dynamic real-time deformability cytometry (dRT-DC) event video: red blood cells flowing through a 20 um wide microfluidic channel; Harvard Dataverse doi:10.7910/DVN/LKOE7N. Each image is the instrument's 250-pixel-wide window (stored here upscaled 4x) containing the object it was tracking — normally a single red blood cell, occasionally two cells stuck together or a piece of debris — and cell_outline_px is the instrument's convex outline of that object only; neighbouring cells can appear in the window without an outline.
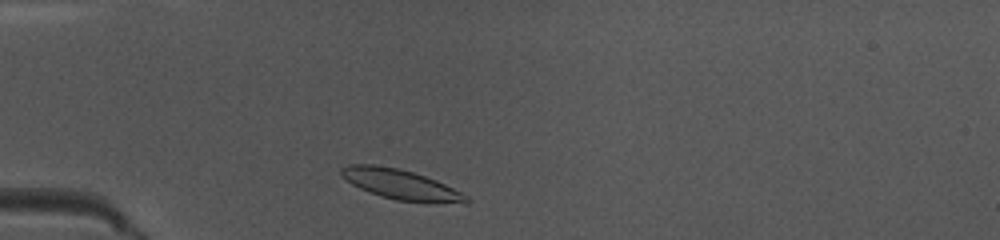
{"species": "common noctule bat (a hibernating species)", "species_latin": "Nyctalus noctula", "temperature_condition": "warm", "stored_images_in_passage": 38, "camera_frame_rate_fps": 3000, "um_per_image_px": 0.085, "animal": {"sex": "female", "body_mass_g": 10.0, "forearm_length_mm": 53.1}, "frame": {"image": 1, "passage_image": 2, "time_ms": 0.333, "image_size_px": [1000, 240], "cell_outline_px": [[472, 200], [468, 204], [432, 204], [396, 200], [380, 196], [360, 188], [352, 184], [340, 172], [340, 168], [348, 164], [372, 164], [396, 168], [412, 172], [436, 180], [468, 196]], "centroid_in_image_um": [34.15, 15.72], "position_along_channel_um": 50.8, "area_um2": 22.08}}
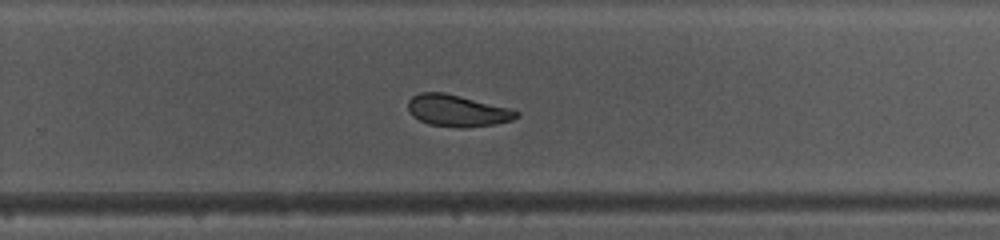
{"frame": {"image": 2, "passage_image": 21, "time_ms": 6.667, "image_size_px": [1000, 240], "cell_outline_px": [[520, 116], [512, 120], [496, 124], [464, 128], [456, 128], [428, 124], [412, 116], [408, 108], [408, 100], [412, 96], [420, 92], [444, 92], [512, 108], [520, 112]], "centroid_in_image_um": [38.9, 9.41], "position_along_channel_um": 290.9, "area_um2": 20.35}}
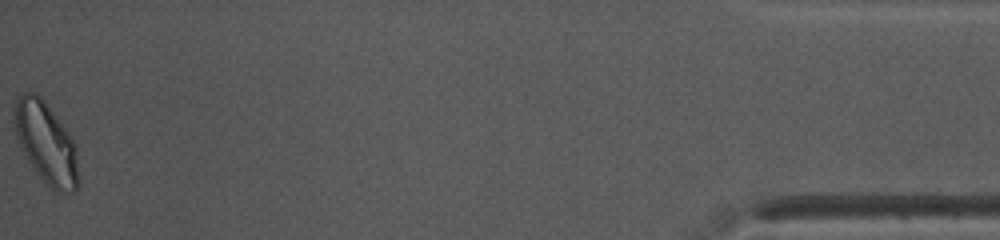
{"frame": {"image": 3, "passage_image": 38, "time_ms": 12.333, "image_size_px": [1000, 240], "cell_outline_px": [[80, 184], [72, 192], [64, 192], [52, 188], [36, 172], [28, 160], [16, 136], [12, 120], [12, 112], [16, 100], [24, 92], [36, 92], [44, 100], [68, 132], [76, 148]], "centroid_in_image_um": [3.9, 12.11], "position_along_channel_um": 431.3, "area_um2": 30.23}, "authors_computed_cell_mechanics": {"area_um2": 20.9814, "velocity_mm_per_s": 4.0123, "shape_relaxation_time_tau1_ms": 4.947, "shape_relaxation_time_tau2_ms": 1.3006, "deformation_change_tau1": 0.163, "deformation_change_tau2": 0.0628}}